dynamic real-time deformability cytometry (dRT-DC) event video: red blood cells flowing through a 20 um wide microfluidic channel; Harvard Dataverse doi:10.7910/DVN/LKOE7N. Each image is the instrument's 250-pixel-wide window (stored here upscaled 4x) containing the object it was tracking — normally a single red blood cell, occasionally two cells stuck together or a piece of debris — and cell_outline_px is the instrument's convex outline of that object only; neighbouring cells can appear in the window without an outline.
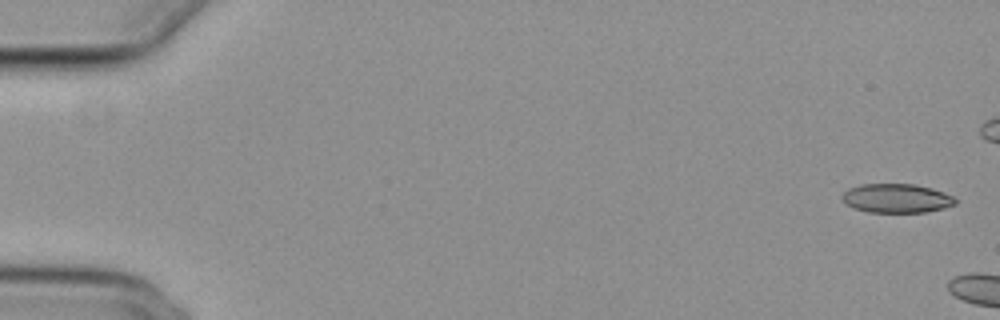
{"species": "common noctule bat (a hibernating species)", "species_latin": "Nyctalus noctula", "temperature_condition": "cold", "stored_images_in_passage": 5, "camera_frame_rate_fps": 3000, "um_per_image_px": 0.085, "animal": {"sex": "female", "body_mass_g": 29.2, "forearm_length_mm": 56.3}, "frame": {"image": 1, "passage_image": 1, "time_ms": 0.0, "image_size_px": [1000, 320], "cell_outline_px": [[956, 204], [944, 208], [928, 212], [868, 212], [844, 204], [840, 200], [840, 196], [848, 188], [860, 184], [916, 184], [932, 188], [944, 192], [952, 196], [956, 200]], "centroid_in_image_um": [76.18, 16.85], "position_along_channel_um": 8.8, "area_um2": 19.36}}